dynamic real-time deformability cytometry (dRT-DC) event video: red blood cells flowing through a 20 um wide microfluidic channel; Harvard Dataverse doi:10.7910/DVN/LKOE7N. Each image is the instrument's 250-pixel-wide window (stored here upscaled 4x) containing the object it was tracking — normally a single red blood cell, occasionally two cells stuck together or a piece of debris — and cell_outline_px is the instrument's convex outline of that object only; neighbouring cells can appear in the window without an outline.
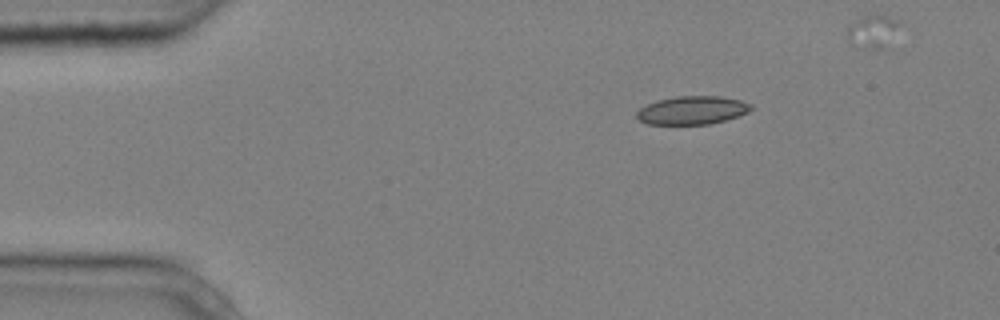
{"species": "common noctule bat (a hibernating species)", "species_latin": "Nyctalus noctula", "temperature_condition": "cold", "stored_images_in_passage": 5, "camera_frame_rate_fps": 3000, "um_per_image_px": 0.085, "animal": {"sex": "male", "body_mass_g": 20.4}, "frame": {"image": 1, "passage_image": 1, "time_ms": 0.0, "image_size_px": [1000, 320], "cell_outline_px": [[752, 108], [748, 112], [724, 120], [708, 124], [648, 124], [640, 120], [636, 116], [636, 112], [640, 108], [656, 100], [676, 96], [720, 96], [740, 100], [752, 104]], "centroid_in_image_um": [58.82, 9.36], "position_along_channel_um": 26.2, "area_um2": 18.73}}